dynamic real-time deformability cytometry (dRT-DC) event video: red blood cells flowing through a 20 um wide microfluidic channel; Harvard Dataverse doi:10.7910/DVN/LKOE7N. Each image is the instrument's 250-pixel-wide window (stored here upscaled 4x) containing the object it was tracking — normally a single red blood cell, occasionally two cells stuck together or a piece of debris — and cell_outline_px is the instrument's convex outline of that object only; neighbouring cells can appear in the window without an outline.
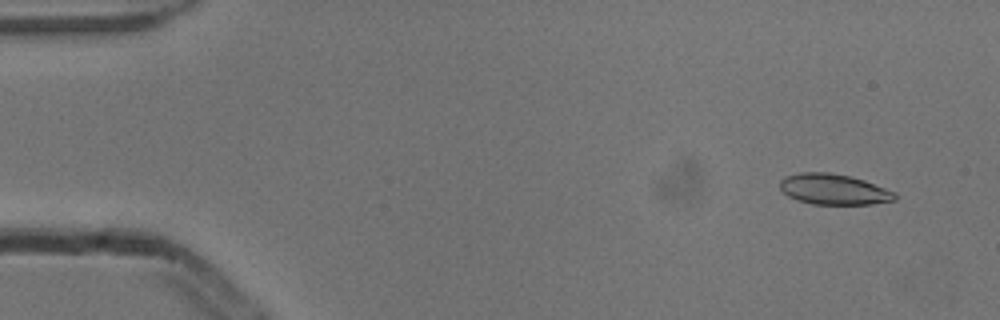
{"species": "common noctule bat (a hibernating species)", "species_latin": "Nyctalus noctula", "temperature_condition": "cold", "stored_images_in_passage": 4, "camera_frame_rate_fps": 3000, "um_per_image_px": 0.085, "animal": {"sex": "male", "body_mass_g": 13.3}, "frame": {"image": 1, "passage_image": 1, "time_ms": 0.0, "image_size_px": [1000, 320], "cell_outline_px": [[896, 200], [872, 204], [812, 204], [796, 200], [788, 196], [780, 188], [780, 180], [784, 176], [800, 172], [828, 172], [848, 176], [864, 180], [896, 192]], "centroid_in_image_um": [70.85, 16.09], "position_along_channel_um": 14.1, "area_um2": 20.58}}
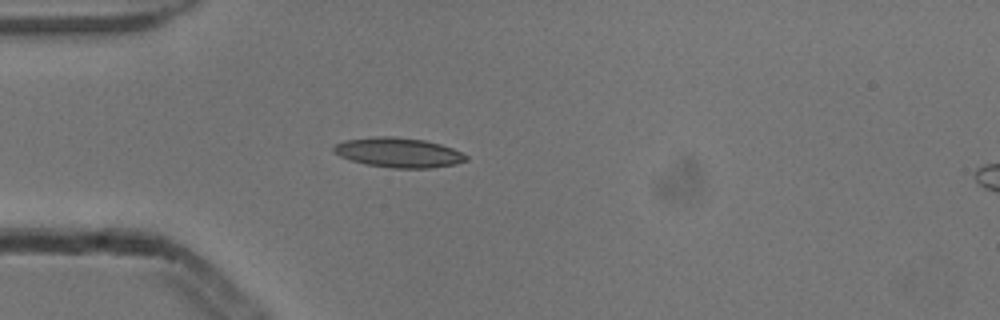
{"frame": {"image": 2, "passage_image": 4, "time_ms": 1.0, "image_size_px": [1000, 320], "cell_outline_px": [[468, 160], [456, 164], [432, 168], [392, 168], [364, 164], [340, 156], [332, 152], [332, 148], [336, 144], [344, 140], [376, 136], [396, 136], [424, 140], [440, 144], [452, 148], [468, 156]], "centroid_in_image_um": [33.86, 12.96], "position_along_channel_um": 51.1, "area_um2": 23.06}}